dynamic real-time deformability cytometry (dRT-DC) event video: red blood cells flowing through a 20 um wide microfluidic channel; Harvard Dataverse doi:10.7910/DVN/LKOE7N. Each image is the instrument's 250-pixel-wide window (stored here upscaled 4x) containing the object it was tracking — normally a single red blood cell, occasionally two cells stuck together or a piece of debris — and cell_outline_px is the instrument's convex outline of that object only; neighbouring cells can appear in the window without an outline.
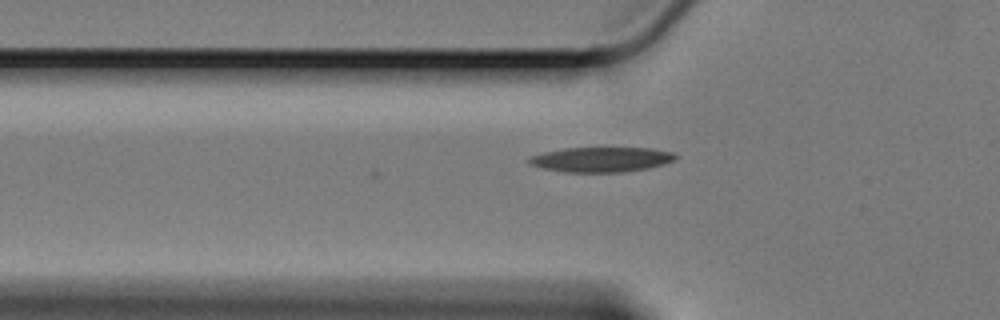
{"species": "Egyptian fruit bat (a non-hibernating species)", "species_latin": "Rousettus aegyptiacus", "temperature_condition": "cold", "stored_images_in_passage": 38, "camera_frame_rate_fps": 3000, "um_per_image_px": 0.085, "animal": {"sex": "female"}, "frame": {"image": 1, "passage_image": 6, "time_ms": 1.667, "image_size_px": [1000, 320], "cell_outline_px": [[680, 156], [664, 164], [648, 168], [620, 172], [568, 172], [544, 168], [528, 164], [528, 156], [544, 152], [564, 148], [652, 148], [672, 152]], "centroid_in_image_um": [51.1, 13.55], "position_along_channel_um": 74.7, "area_um2": 21.21}}
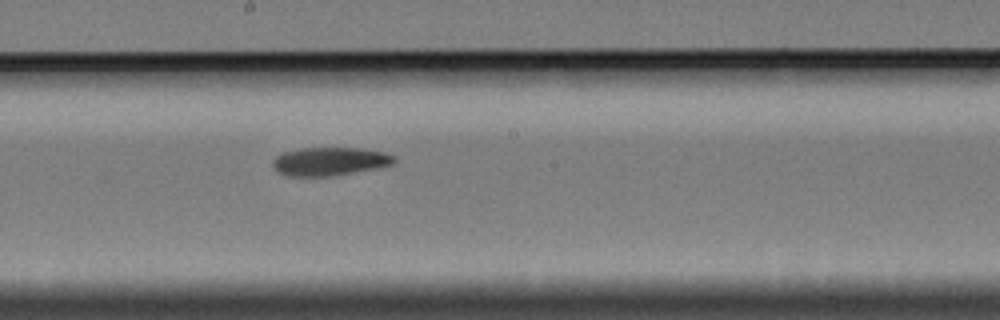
{"frame": {"image": 2, "passage_image": 19, "time_ms": 6.0, "image_size_px": [1000, 320], "cell_outline_px": [[396, 160], [392, 164], [376, 168], [328, 176], [288, 176], [280, 172], [272, 164], [272, 160], [276, 156], [284, 152], [300, 148], [360, 148], [384, 152], [396, 156]], "centroid_in_image_um": [28.03, 13.7], "position_along_channel_um": 220.2, "area_um2": 19.83}}
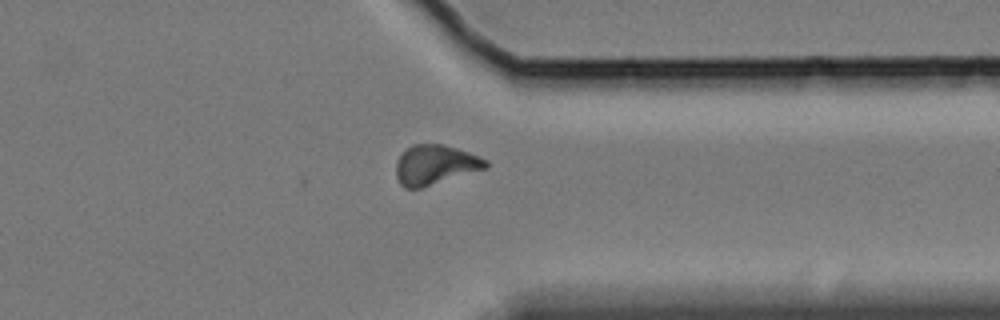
{"frame": {"image": 3, "passage_image": 33, "time_ms": 10.667, "image_size_px": [1000, 320], "cell_outline_px": [[488, 168], [420, 188], [404, 188], [400, 184], [396, 176], [396, 160], [400, 152], [412, 144], [440, 144], [456, 148], [468, 152], [488, 160]], "centroid_in_image_um": [36.96, 14.0], "position_along_channel_um": 374.4, "area_um2": 20.87}, "authors_computed_cell_mechanics": {"area_um2": 20.3745, "velocity_mm_per_s": 3.3385, "shape_relaxation_time_tau1_ms": 6.884, "shape_relaxation_time_tau2_ms": null, "deformation_change_tau1": 0.1649, "deformation_change_tau2": null}}